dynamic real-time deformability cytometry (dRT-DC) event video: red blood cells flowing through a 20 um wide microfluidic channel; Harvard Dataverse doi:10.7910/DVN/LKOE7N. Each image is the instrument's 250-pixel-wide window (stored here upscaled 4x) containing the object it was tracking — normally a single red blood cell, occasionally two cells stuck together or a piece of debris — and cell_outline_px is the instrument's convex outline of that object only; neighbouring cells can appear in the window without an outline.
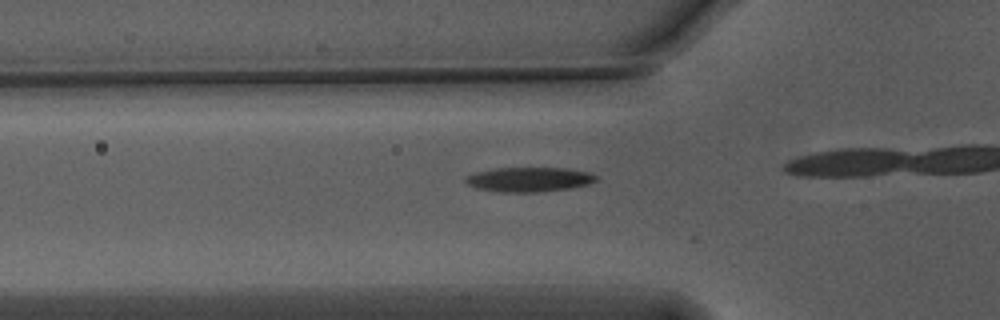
{"species": "Egyptian fruit bat (a non-hibernating species)", "species_latin": "Rousettus aegyptiacus", "temperature_condition": "warm", "stored_images_in_passage": 4, "camera_frame_rate_fps": 3000, "um_per_image_px": 0.085, "animal": {"sex": "male"}, "frame": {"image": 1, "passage_image": 3, "time_ms": 0.667, "image_size_px": [1000, 320], "cell_outline_px": [[596, 180], [588, 184], [572, 188], [536, 192], [500, 192], [480, 188], [468, 184], [464, 180], [468, 176], [476, 172], [496, 168], [564, 168], [588, 172], [596, 176]], "centroid_in_image_um": [44.99, 15.25], "position_along_channel_um": 80.8, "area_um2": 18.38}}